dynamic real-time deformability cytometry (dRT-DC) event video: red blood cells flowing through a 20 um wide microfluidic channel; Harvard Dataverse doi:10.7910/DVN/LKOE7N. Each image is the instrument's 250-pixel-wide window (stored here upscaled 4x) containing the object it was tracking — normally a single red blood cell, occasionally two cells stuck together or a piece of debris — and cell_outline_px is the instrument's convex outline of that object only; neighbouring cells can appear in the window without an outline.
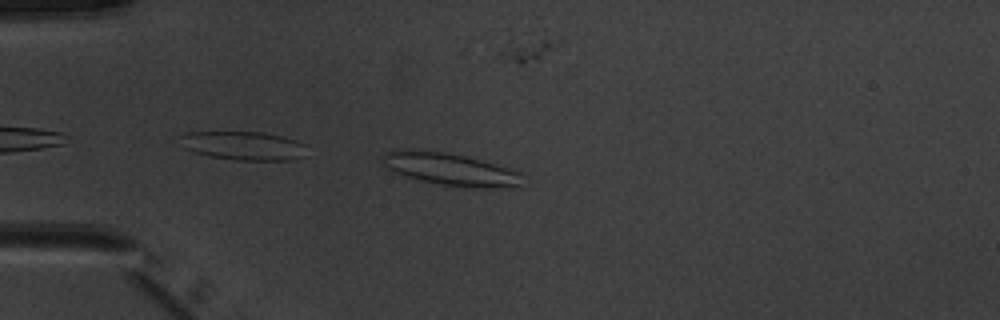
{"species": "common noctule bat (a hibernating species)", "species_latin": "Nyctalus noctula", "temperature_condition": "warm", "stored_images_in_passage": 5, "camera_frame_rate_fps": 3000, "um_per_image_px": 0.085, "animal": {"sex": "male", "body_mass_g": 20.1, "forearm_length_mm": 53.5}, "frame": {"image": 1, "passage_image": 4, "time_ms": 3.667, "image_size_px": [1000, 320], "cell_outline_px": [[520, 188], [476, 188], [440, 184], [420, 180], [404, 176], [392, 172], [384, 168], [380, 156], [384, 152], [400, 148], [412, 148], [444, 152], [464, 156], [480, 160], [520, 172]], "centroid_in_image_um": [38.16, 14.37], "position_along_channel_um": 46.8, "area_um2": 26.82}}
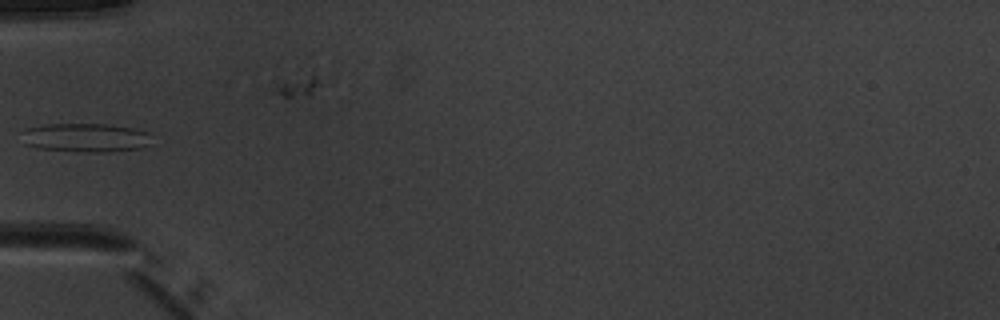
{"frame": {"image": 2, "passage_image": 5, "time_ms": 5.0, "image_size_px": [1000, 320], "cell_outline_px": [[148, 132], [144, 148], [108, 152], [80, 152], [36, 148], [24, 144], [24, 128], [44, 124], [104, 124], [132, 128]], "centroid_in_image_um": [7.19, 11.7], "position_along_channel_um": 77.8, "area_um2": 21.68}}